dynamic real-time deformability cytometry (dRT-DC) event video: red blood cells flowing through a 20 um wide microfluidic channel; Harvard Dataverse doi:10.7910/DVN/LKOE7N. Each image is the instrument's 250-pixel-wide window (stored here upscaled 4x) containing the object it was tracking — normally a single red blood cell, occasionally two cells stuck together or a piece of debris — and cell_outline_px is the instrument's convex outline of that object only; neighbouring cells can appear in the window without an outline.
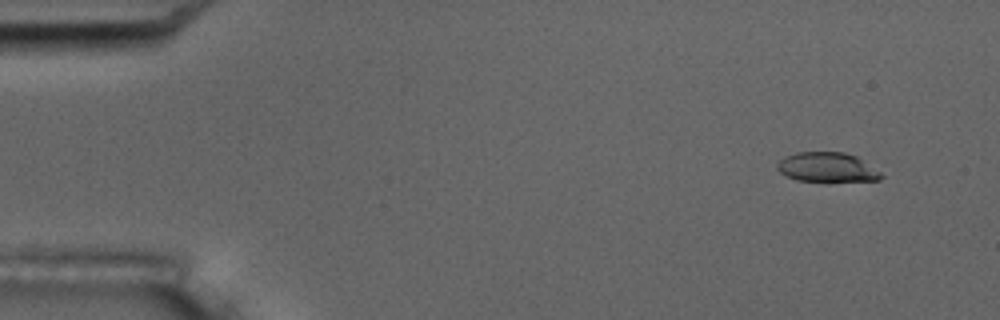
{"species": "common noctule bat (a hibernating species)", "species_latin": "Nyctalus noctula", "temperature_condition": "room temperature", "stored_images_in_passage": 5, "camera_frame_rate_fps": 3000, "um_per_image_px": 0.085, "animal": {"sex": "male", "body_mass_g": 17.5, "forearm_length_mm": 52.3}, "frame": {"image": 1, "passage_image": 1, "time_ms": 0.0, "image_size_px": [1000, 320], "cell_outline_px": [[884, 176], [880, 180], [796, 180], [780, 172], [776, 168], [776, 164], [784, 156], [796, 152], [844, 152], [856, 156], [880, 172]], "centroid_in_image_um": [70.27, 14.19], "position_along_channel_um": 14.7, "area_um2": 17.51}}
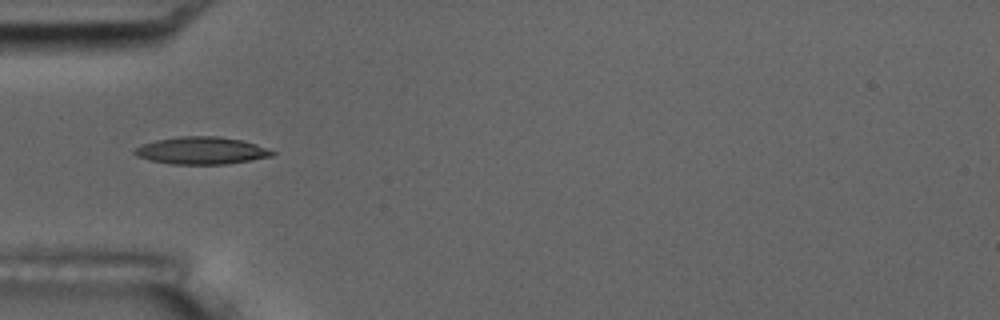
{"frame": {"image": 2, "passage_image": 5, "time_ms": 4.667, "image_size_px": [1000, 320], "cell_outline_px": [[276, 152], [272, 156], [252, 160], [228, 164], [172, 164], [148, 160], [136, 156], [132, 152], [140, 144], [156, 140], [180, 136], [220, 136], [240, 140], [256, 144]], "centroid_in_image_um": [17.09, 12.8], "position_along_channel_um": 67.9, "area_um2": 22.02}}